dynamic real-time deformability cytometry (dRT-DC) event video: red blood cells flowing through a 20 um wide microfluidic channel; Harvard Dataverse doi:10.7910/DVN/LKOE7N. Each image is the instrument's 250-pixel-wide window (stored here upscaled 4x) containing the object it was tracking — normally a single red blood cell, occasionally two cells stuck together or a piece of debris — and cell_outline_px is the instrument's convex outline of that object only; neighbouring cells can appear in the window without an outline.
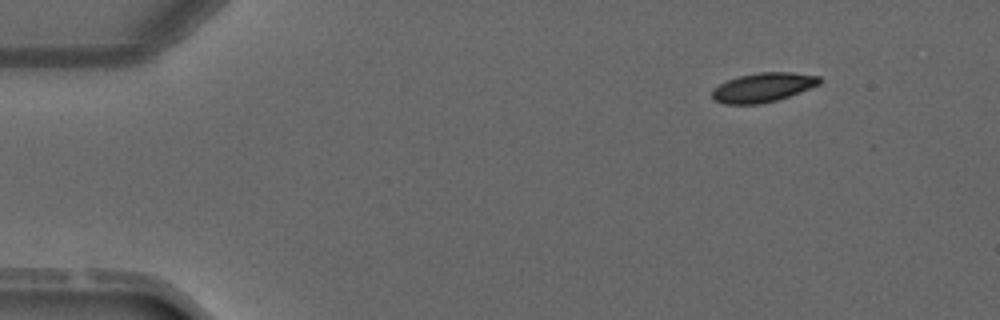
{"species": "common noctule bat (a hibernating species)", "species_latin": "Nyctalus noctula", "temperature_condition": "warm", "stored_images_in_passage": 3, "camera_frame_rate_fps": 3000, "um_per_image_px": 0.085, "animal": {"sex": "male", "forearm_length_mm": 52.5}, "frame": {"image": 1, "passage_image": 1, "time_ms": 0.0, "image_size_px": [1000, 320], "cell_outline_px": [[820, 84], [788, 96], [776, 100], [760, 104], [724, 104], [712, 100], [712, 88], [728, 80], [740, 76], [760, 72], [792, 72], [820, 76]], "centroid_in_image_um": [64.82, 7.43], "position_along_channel_um": 20.2, "area_um2": 18.21}}
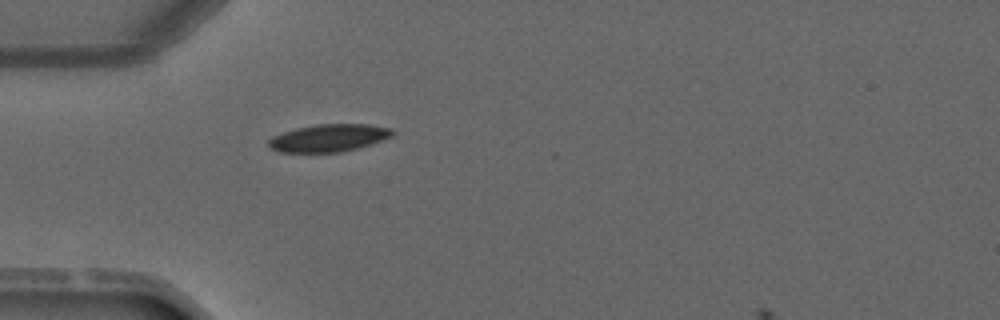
{"frame": {"image": 2, "passage_image": 3, "time_ms": 2.667, "image_size_px": [1000, 320], "cell_outline_px": [[396, 132], [392, 136], [384, 140], [356, 148], [340, 152], [280, 152], [268, 148], [268, 140], [272, 136], [296, 128], [316, 124], [368, 124], [392, 128]], "centroid_in_image_um": [27.95, 11.72], "position_along_channel_um": 57.0, "area_um2": 19.94}}